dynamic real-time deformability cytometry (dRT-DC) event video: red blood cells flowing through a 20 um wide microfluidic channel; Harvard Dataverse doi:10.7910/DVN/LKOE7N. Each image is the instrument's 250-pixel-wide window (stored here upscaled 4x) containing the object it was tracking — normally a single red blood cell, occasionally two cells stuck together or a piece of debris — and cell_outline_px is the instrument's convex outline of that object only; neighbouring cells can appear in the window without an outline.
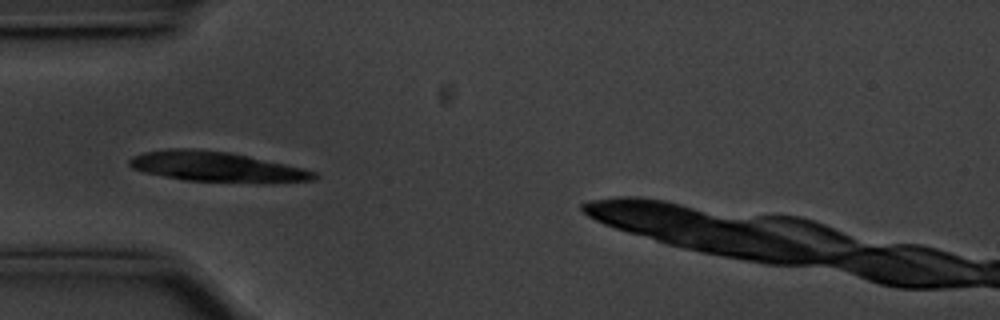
{"species": "common noctule bat (a hibernating species)", "species_latin": "Nyctalus noctula", "temperature_condition": "cold", "stored_images_in_passage": 36, "camera_frame_rate_fps": 3000, "um_per_image_px": 0.085, "animal": {"sex": "male", "body_mass_g": 20.1, "forearm_length_mm": 53.5}, "frame": {"image": 1, "passage_image": 2, "time_ms": 0.333, "image_size_px": [1000, 320], "cell_outline_px": [[320, 176], [316, 180], [184, 180], [144, 172], [132, 168], [128, 164], [128, 160], [132, 156], [144, 152], [168, 148], [192, 148], [228, 152], [248, 156], [304, 168], [316, 172]], "centroid_in_image_um": [18.27, 14.12], "position_along_channel_um": 66.7, "area_um2": 31.04}}
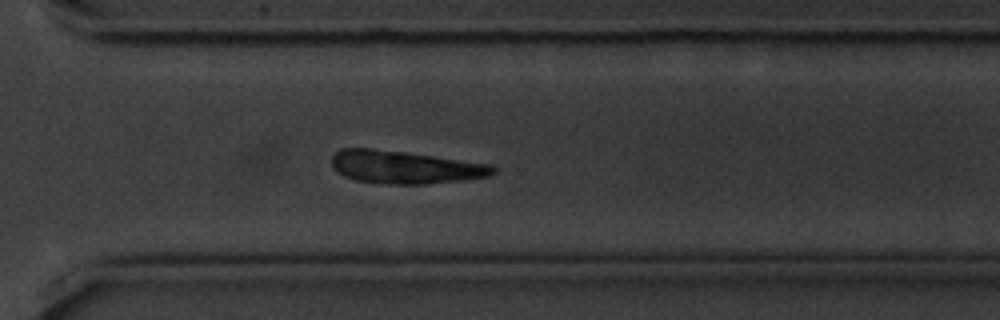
{"frame": {"image": 2, "passage_image": 25, "time_ms": 8.0, "image_size_px": [1000, 320], "cell_outline_px": [[496, 172], [492, 176], [464, 180], [428, 184], [392, 184], [356, 180], [344, 176], [336, 172], [332, 168], [332, 156], [340, 148], [372, 148], [404, 152], [492, 164], [496, 168]], "centroid_in_image_um": [34.44, 14.21], "position_along_channel_um": 336.2, "area_um2": 31.04}}
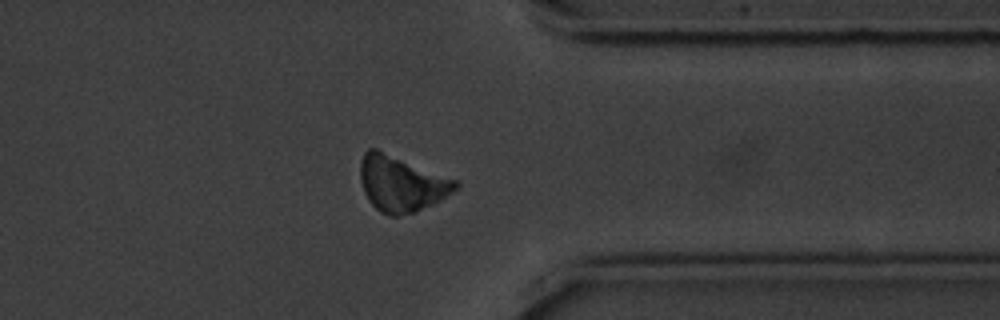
{"frame": {"image": 3, "passage_image": 29, "time_ms": 9.333, "image_size_px": [1000, 320], "cell_outline_px": [[460, 184], [452, 192], [432, 204], [412, 212], [396, 216], [388, 216], [380, 212], [368, 200], [364, 192], [360, 180], [360, 160], [364, 152], [368, 148], [376, 148], [460, 180]], "centroid_in_image_um": [34.1, 15.58], "position_along_channel_um": 377.3, "area_um2": 31.1}}